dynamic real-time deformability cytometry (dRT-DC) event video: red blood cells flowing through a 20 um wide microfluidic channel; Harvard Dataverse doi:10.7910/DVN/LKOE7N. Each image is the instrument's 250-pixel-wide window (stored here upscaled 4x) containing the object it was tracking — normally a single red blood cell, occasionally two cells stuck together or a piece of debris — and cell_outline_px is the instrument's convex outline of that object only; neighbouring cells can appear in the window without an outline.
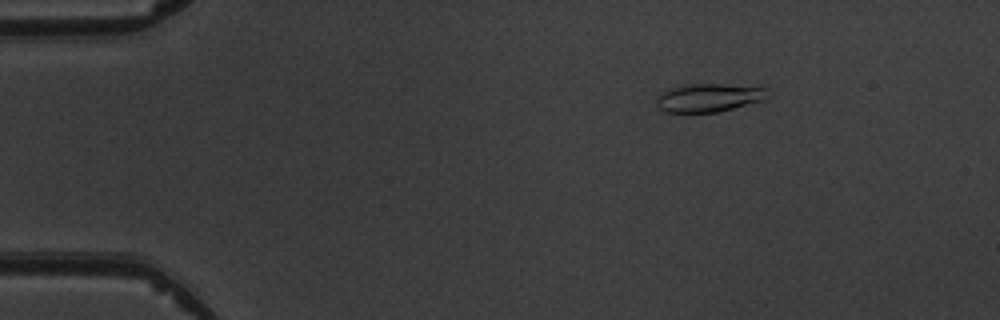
{"species": "common noctule bat (a hibernating species)", "species_latin": "Nyctalus noctula", "temperature_condition": "warm", "stored_images_in_passage": 7, "camera_frame_rate_fps": 3000, "um_per_image_px": 0.085, "animal": {"sex": "male", "body_mass_g": 19.5, "forearm_length_mm": 54.6}, "frame": {"image": 1, "passage_image": 3, "time_ms": 2.333, "image_size_px": [1000, 320], "cell_outline_px": [[764, 100], [716, 112], [664, 112], [656, 108], [656, 96], [660, 92], [668, 88], [692, 84], [764, 84]], "centroid_in_image_um": [60.21, 8.28], "position_along_channel_um": 24.8, "area_um2": 18.67}}
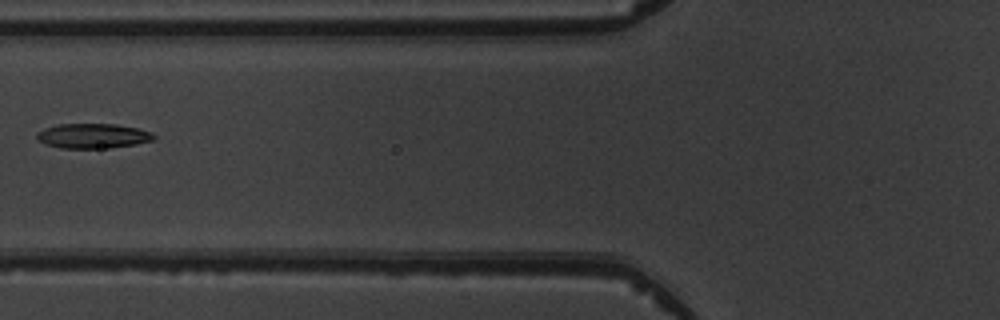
{"frame": {"image": 2, "passage_image": 7, "time_ms": 6.667, "image_size_px": [1000, 320], "cell_outline_px": [[156, 136], [152, 140], [136, 144], [108, 148], [60, 148], [44, 144], [36, 136], [36, 132], [44, 128], [60, 124], [116, 124], [136, 128], [152, 132]], "centroid_in_image_um": [7.88, 11.55], "position_along_channel_um": 117.9, "area_um2": 16.88}}